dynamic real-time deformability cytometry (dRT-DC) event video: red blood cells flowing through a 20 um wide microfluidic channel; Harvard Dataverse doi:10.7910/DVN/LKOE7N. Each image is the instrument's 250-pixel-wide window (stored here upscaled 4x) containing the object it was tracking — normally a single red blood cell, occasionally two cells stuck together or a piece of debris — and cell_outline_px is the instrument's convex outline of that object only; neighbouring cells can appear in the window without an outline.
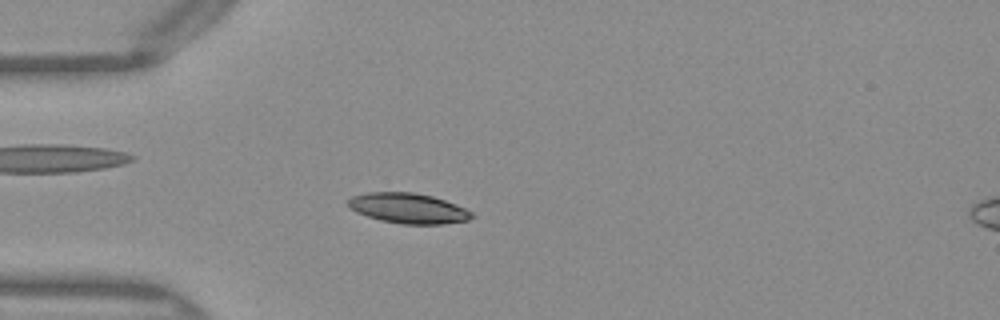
{"species": "Egyptian fruit bat (a non-hibernating species)", "species_latin": "Rousettus aegyptiacus", "temperature_condition": "warm", "stored_images_in_passage": 50, "camera_frame_rate_fps": 3000, "um_per_image_px": 0.085, "frame": {"image": 1, "passage_image": 14, "time_ms": 4.333, "image_size_px": [1000, 320], "cell_outline_px": [[476, 216], [468, 220], [440, 224], [400, 224], [380, 220], [356, 212], [348, 208], [348, 200], [352, 196], [368, 192], [412, 192], [432, 196], [456, 204], [472, 212]], "centroid_in_image_um": [34.69, 17.7], "position_along_channel_um": 50.3, "area_um2": 21.79}}
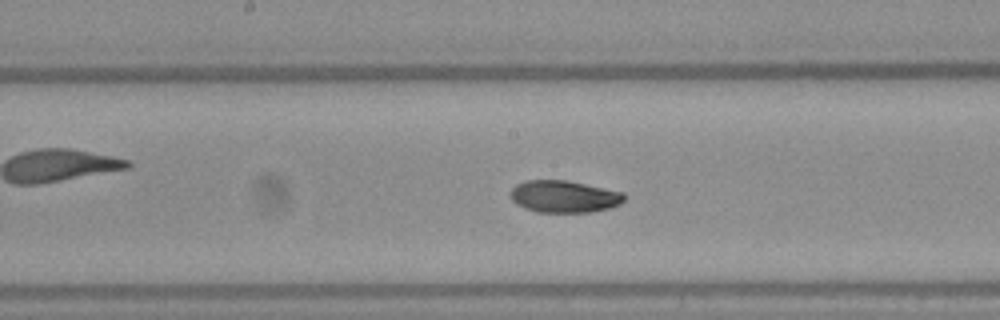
{"frame": {"image": 2, "passage_image": 26, "time_ms": 8.333, "image_size_px": [1000, 320], "cell_outline_px": [[624, 200], [620, 204], [608, 208], [592, 212], [536, 212], [524, 208], [516, 204], [512, 200], [512, 188], [516, 184], [524, 180], [564, 180], [624, 192]], "centroid_in_image_um": [47.93, 16.71], "position_along_channel_um": 200.3, "area_um2": 21.15}}
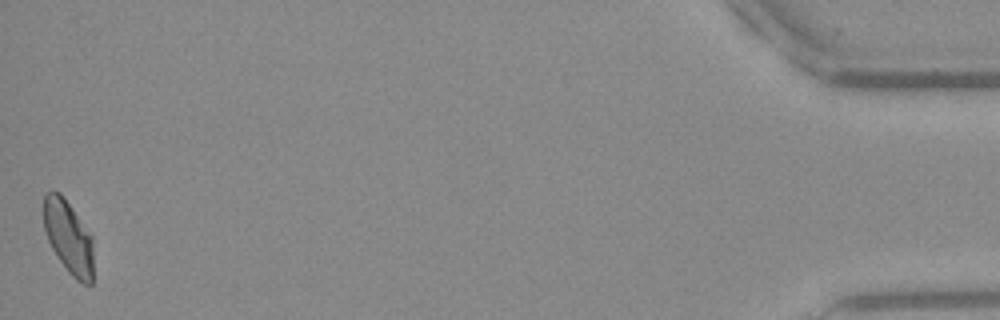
{"frame": {"image": 3, "passage_image": 50, "time_ms": 16.333, "image_size_px": [1000, 320], "cell_outline_px": [[92, 284], [84, 284], [76, 280], [68, 272], [52, 248], [48, 240], [44, 228], [44, 192], [52, 188], [60, 192], [92, 236]], "centroid_in_image_um": [5.8, 20.12], "position_along_channel_um": 429.4, "area_um2": 21.1}, "authors_computed_cell_mechanics": {"area_um2": 21.2993, "velocity_mm_per_s": 4.041, "shape_relaxation_time_tau1_ms": 5.2081, "shape_relaxation_time_tau2_ms": 3.0747, "deformation_change_tau1": 0.1604, "deformation_change_tau2": 0.0468}}